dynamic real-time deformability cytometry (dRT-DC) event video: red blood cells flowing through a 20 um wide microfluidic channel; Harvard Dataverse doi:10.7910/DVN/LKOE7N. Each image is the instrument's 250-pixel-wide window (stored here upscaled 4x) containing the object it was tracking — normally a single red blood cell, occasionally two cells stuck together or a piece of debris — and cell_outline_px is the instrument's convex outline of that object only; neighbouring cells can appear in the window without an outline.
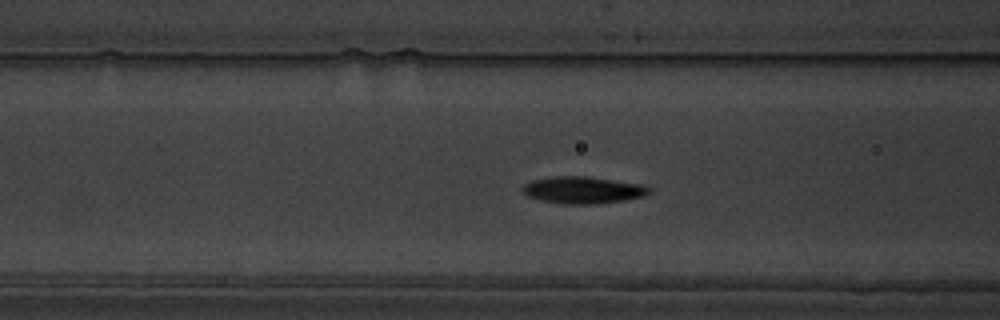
{"species": "common noctule bat (a hibernating species)", "species_latin": "Nyctalus noctula", "temperature_condition": "warm", "stored_images_in_passage": 46, "camera_frame_rate_fps": 3000, "um_per_image_px": 0.085, "animal": {"sex": "male", "body_mass_g": 19.5, "forearm_length_mm": 54.6}, "frame": {"image": 1, "passage_image": 10, "time_ms": 3.0, "image_size_px": [1000, 320], "cell_outline_px": [[652, 192], [644, 196], [624, 200], [592, 204], [564, 204], [544, 200], [528, 196], [524, 192], [524, 184], [532, 180], [552, 176], [588, 176], [640, 184], [652, 188]], "centroid_in_image_um": [49.59, 16.14], "position_along_channel_um": 117.0, "area_um2": 19.71}}
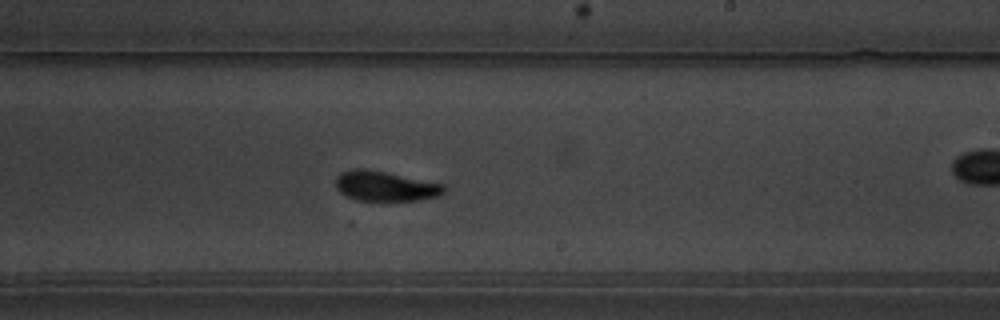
{"frame": {"image": 2, "passage_image": 22, "time_ms": 7.0, "image_size_px": [1000, 320], "cell_outline_px": [[444, 192], [440, 196], [420, 200], [356, 200], [340, 192], [336, 188], [336, 176], [340, 172], [352, 168], [364, 168], [444, 184]], "centroid_in_image_um": [32.72, 15.81], "position_along_channel_um": 256.3, "area_um2": 18.79}}
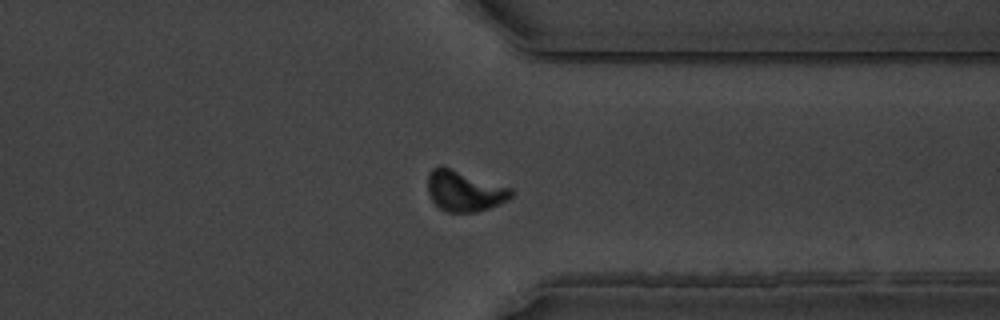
{"frame": {"image": 3, "passage_image": 32, "time_ms": 10.333, "image_size_px": [1000, 320], "cell_outline_px": [[512, 196], [508, 200], [488, 208], [476, 212], [448, 212], [440, 208], [432, 200], [428, 192], [428, 172], [432, 168], [440, 164], [512, 188]], "centroid_in_image_um": [39.45, 16.21], "position_along_channel_um": 371.9, "area_um2": 19.83}, "authors_computed_cell_mechanics": {"area_um2": 18.7272, "velocity_mm_per_s": 3.4859, "shape_relaxation_time_tau1_ms": 2.0461, "shape_relaxation_time_tau2_ms": 1.8852, "deformation_change_tau1": 0.129, "deformation_change_tau2": 0.0718}}